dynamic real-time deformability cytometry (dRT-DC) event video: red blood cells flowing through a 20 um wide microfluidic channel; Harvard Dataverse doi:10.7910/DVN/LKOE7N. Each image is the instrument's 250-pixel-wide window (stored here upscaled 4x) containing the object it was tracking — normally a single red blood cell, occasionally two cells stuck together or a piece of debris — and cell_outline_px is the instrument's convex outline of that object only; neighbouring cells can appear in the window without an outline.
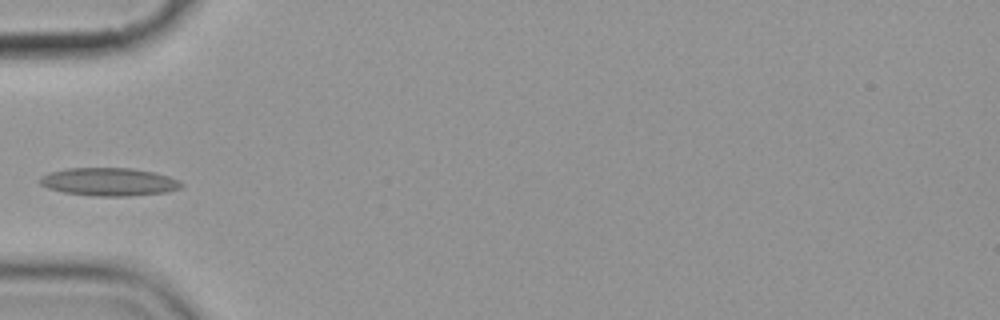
{"species": "common noctule bat (a hibernating species)", "species_latin": "Nyctalus noctula", "temperature_condition": "cold", "stored_images_in_passage": 6, "camera_frame_rate_fps": 3000, "um_per_image_px": 0.085, "animal": {"sex": "female", "body_mass_g": 19.9}, "frame": {"image": 1, "passage_image": 6, "time_ms": 6.667, "image_size_px": [1000, 320], "cell_outline_px": [[184, 184], [180, 188], [168, 192], [128, 196], [92, 196], [64, 192], [48, 188], [40, 184], [40, 176], [48, 172], [68, 168], [132, 168], [156, 172], [168, 176]], "centroid_in_image_um": [9.26, 15.45], "position_along_channel_um": 75.7, "area_um2": 23.18}}